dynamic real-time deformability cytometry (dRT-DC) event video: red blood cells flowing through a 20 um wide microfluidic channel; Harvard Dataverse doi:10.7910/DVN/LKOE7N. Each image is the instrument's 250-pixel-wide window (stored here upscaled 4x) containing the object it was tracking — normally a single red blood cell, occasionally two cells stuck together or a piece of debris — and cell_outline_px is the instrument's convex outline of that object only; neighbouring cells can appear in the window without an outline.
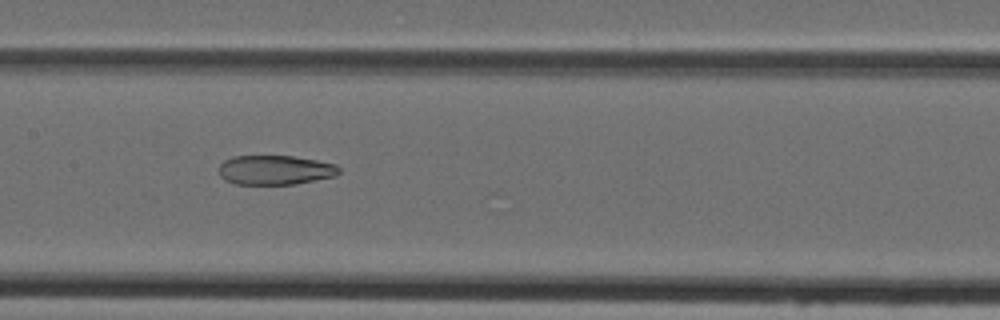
{"species": "Egyptian fruit bat (a non-hibernating species)", "species_latin": "Rousettus aegyptiacus", "temperature_condition": "cold", "stored_images_in_passage": 36, "camera_frame_rate_fps": 3000, "um_per_image_px": 0.085, "animal": {"sex": "female"}, "frame": {"image": 1, "passage_image": 12, "time_ms": 3.667, "image_size_px": [1000, 320], "cell_outline_px": [[340, 172], [336, 176], [296, 184], [236, 184], [224, 180], [220, 176], [220, 164], [224, 160], [232, 156], [292, 156], [316, 160], [336, 164], [340, 168]], "centroid_in_image_um": [23.4, 14.45], "position_along_channel_um": 184.0, "area_um2": 20.69}}
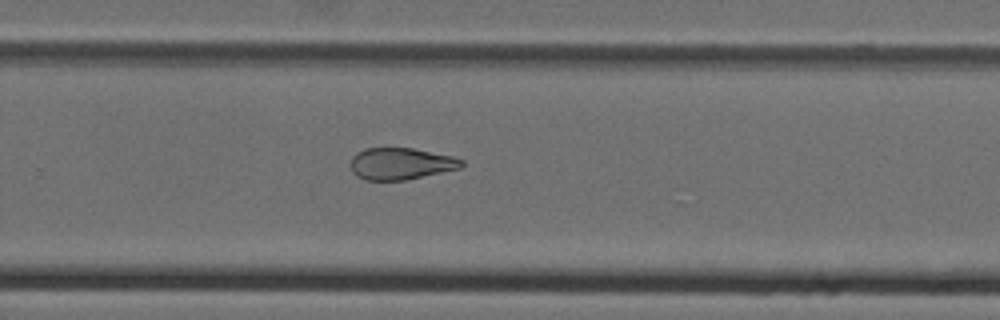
{"frame": {"image": 2, "passage_image": 20, "time_ms": 6.333, "image_size_px": [1000, 320], "cell_outline_px": [[464, 164], [460, 168], [404, 180], [364, 180], [356, 176], [352, 172], [352, 156], [356, 152], [364, 148], [412, 148], [452, 156], [464, 160]], "centroid_in_image_um": [34.05, 13.91], "position_along_channel_um": 295.8, "area_um2": 20.46}}
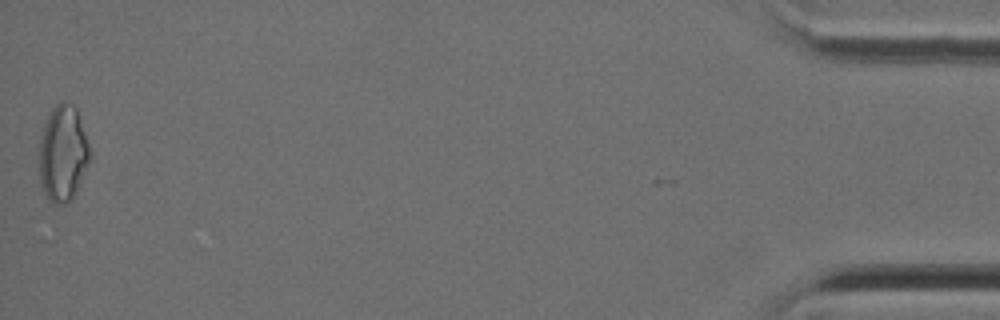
{"frame": {"image": 3, "passage_image": 36, "time_ms": 11.667, "image_size_px": [1000, 320], "cell_outline_px": [[92, 156], [76, 192], [72, 200], [64, 204], [52, 204], [44, 192], [40, 180], [40, 140], [44, 124], [52, 108], [60, 100], [68, 100], [76, 108]], "centroid_in_image_um": [5.36, 13.04], "position_along_channel_um": 429.8, "area_um2": 28.38}}